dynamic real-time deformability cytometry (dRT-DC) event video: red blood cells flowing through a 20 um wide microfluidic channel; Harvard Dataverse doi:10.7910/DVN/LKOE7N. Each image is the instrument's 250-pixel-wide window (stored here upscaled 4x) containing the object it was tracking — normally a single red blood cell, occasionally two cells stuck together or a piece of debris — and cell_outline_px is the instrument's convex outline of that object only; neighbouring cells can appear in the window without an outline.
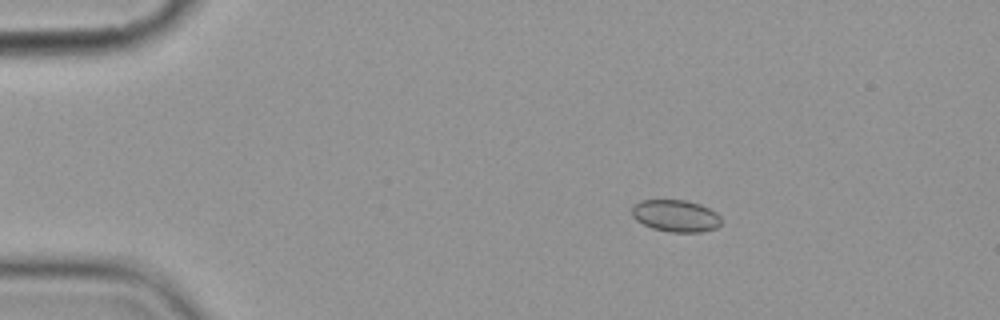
{"species": "common noctule bat (a hibernating species)", "species_latin": "Nyctalus noctula", "temperature_condition": "cold", "stored_images_in_passage": 5, "camera_frame_rate_fps": 3000, "um_per_image_px": 0.085, "animal": {"sex": "female", "body_mass_g": 19.9}, "frame": {"image": 1, "passage_image": 3, "time_ms": 3.0, "image_size_px": [1000, 320], "cell_outline_px": [[720, 224], [716, 228], [700, 232], [672, 232], [652, 228], [636, 220], [632, 216], [632, 208], [640, 200], [684, 200], [700, 204], [716, 212], [720, 216]], "centroid_in_image_um": [57.43, 18.34], "position_along_channel_um": 27.6, "area_um2": 16.53}}